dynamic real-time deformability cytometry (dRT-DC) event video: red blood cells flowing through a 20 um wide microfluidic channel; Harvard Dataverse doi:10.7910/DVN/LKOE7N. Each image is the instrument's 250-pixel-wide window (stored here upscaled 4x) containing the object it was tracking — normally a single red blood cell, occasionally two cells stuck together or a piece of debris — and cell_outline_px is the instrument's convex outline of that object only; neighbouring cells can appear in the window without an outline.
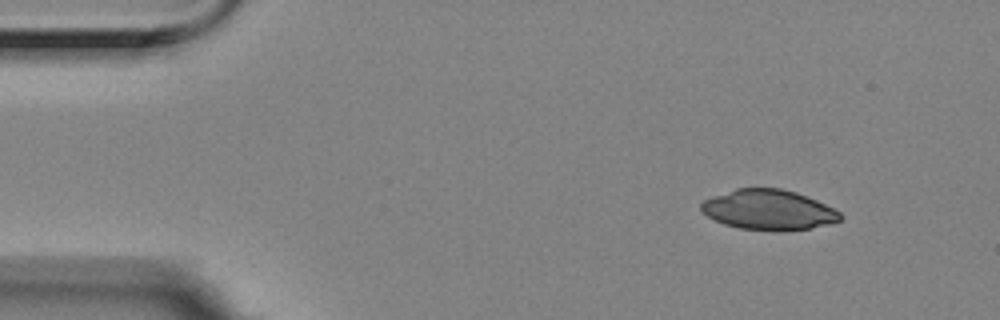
{"species": "Egyptian fruit bat (a non-hibernating species)", "species_latin": "Rousettus aegyptiacus", "temperature_condition": "room temperature", "stored_images_in_passage": 3, "camera_frame_rate_fps": 3000, "um_per_image_px": 0.085, "animal": {"sex": "female"}, "frame": {"image": 1, "passage_image": 1, "time_ms": 0.0, "image_size_px": [1000, 320], "cell_outline_px": [[844, 216], [840, 220], [828, 224], [808, 228], [740, 228], [724, 224], [708, 216], [700, 208], [700, 204], [704, 200], [712, 196], [736, 188], [780, 188], [796, 192], [816, 200], [840, 212]], "centroid_in_image_um": [65.31, 17.78], "position_along_channel_um": 19.7, "area_um2": 31.5}}